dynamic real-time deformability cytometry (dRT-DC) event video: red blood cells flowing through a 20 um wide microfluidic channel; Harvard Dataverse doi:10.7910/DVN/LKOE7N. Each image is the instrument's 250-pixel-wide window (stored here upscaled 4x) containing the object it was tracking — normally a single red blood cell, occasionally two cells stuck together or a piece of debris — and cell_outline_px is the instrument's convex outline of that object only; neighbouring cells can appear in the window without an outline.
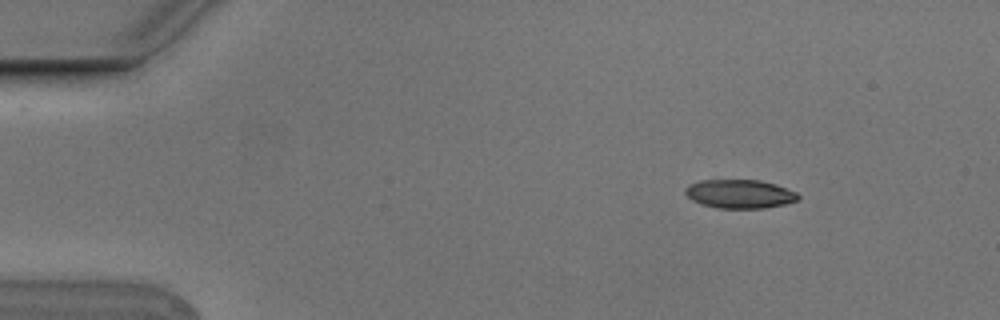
{"species": "Egyptian fruit bat (a non-hibernating species)", "species_latin": "Rousettus aegyptiacus", "temperature_condition": "cold", "stored_images_in_passage": 6, "camera_frame_rate_fps": 3000, "um_per_image_px": 0.085, "animal": {"sex": "male"}, "frame": {"image": 1, "passage_image": 2, "time_ms": 0.333, "image_size_px": [1000, 320], "cell_outline_px": [[800, 196], [796, 200], [784, 204], [764, 208], [716, 208], [692, 200], [684, 192], [684, 188], [688, 184], [700, 180], [760, 180], [796, 192]], "centroid_in_image_um": [62.82, 16.48], "position_along_channel_um": 22.2, "area_um2": 18.67}}
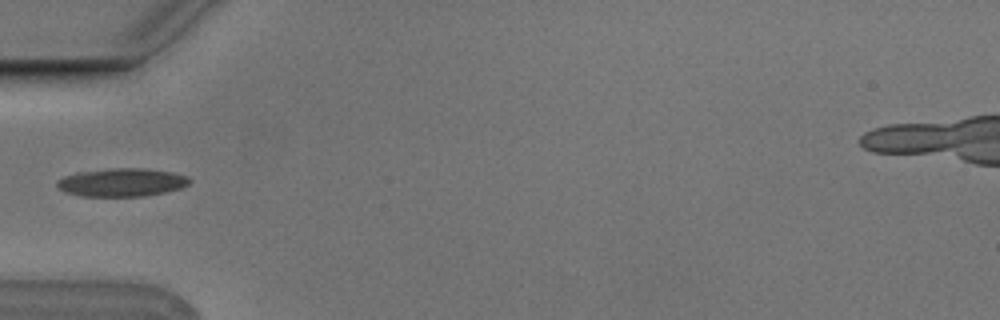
{"frame": {"image": 2, "passage_image": 5, "time_ms": 1.333, "image_size_px": [1000, 320], "cell_outline_px": [[192, 180], [188, 184], [180, 188], [164, 192], [144, 196], [80, 196], [64, 192], [56, 188], [56, 180], [64, 176], [76, 172], [108, 168], [144, 168], [172, 172], [188, 176]], "centroid_in_image_um": [10.3, 15.49], "position_along_channel_um": 74.7, "area_um2": 22.02}}